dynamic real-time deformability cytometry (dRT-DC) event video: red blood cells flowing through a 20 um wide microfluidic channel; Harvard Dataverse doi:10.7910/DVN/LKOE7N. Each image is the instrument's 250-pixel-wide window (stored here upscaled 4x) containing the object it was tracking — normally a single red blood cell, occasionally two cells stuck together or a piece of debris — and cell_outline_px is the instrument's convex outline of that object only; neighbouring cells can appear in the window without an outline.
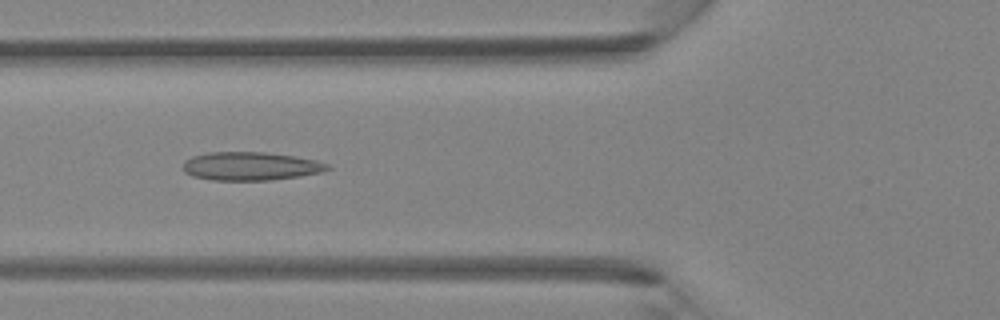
{"species": "Egyptian fruit bat (a non-hibernating species)", "species_latin": "Rousettus aegyptiacus", "temperature_condition": "room temperature", "stored_images_in_passage": 3, "camera_frame_rate_fps": 3000, "um_per_image_px": 0.085, "animal": {"sex": "female"}, "frame": {"image": 1, "passage_image": 3, "time_ms": 0.667, "image_size_px": [1000, 320], "cell_outline_px": [[332, 168], [324, 172], [300, 176], [272, 180], [212, 180], [192, 176], [184, 172], [184, 160], [192, 156], [208, 152], [264, 152], [296, 156], [316, 160], [328, 164]], "centroid_in_image_um": [21.32, 14.12], "position_along_channel_um": 104.5, "area_um2": 24.1}}